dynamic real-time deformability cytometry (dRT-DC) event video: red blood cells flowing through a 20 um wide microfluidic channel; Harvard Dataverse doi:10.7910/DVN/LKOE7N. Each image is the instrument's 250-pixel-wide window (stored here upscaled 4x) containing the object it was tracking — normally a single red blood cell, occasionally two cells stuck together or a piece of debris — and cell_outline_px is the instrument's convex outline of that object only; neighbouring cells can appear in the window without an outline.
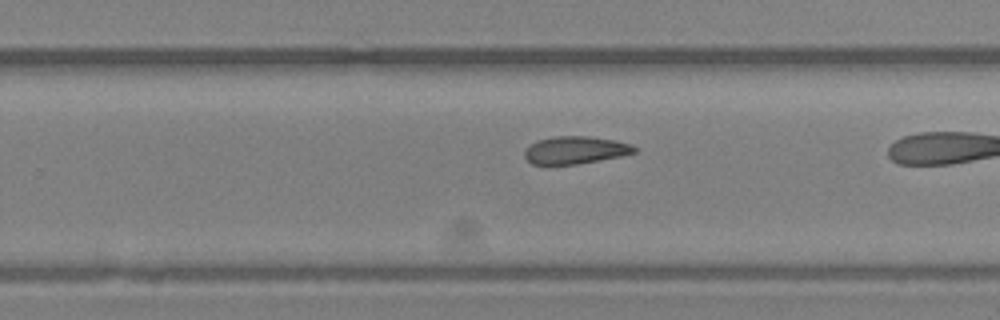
{"species": "Egyptian fruit bat (a non-hibernating species)", "species_latin": "Rousettus aegyptiacus", "temperature_condition": "room temperature", "stored_images_in_passage": 22, "camera_frame_rate_fps": 3000, "um_per_image_px": 0.085, "animal": {"sex": "female"}, "frame": {"image": 1, "passage_image": 16, "time_ms": 5.0, "image_size_px": [1000, 320], "cell_outline_px": [[636, 152], [620, 156], [576, 164], [532, 164], [524, 156], [524, 152], [536, 140], [552, 136], [588, 136], [616, 140], [628, 144], [636, 148]], "centroid_in_image_um": [48.88, 12.74], "position_along_channel_um": 280.9, "area_um2": 17.4}}